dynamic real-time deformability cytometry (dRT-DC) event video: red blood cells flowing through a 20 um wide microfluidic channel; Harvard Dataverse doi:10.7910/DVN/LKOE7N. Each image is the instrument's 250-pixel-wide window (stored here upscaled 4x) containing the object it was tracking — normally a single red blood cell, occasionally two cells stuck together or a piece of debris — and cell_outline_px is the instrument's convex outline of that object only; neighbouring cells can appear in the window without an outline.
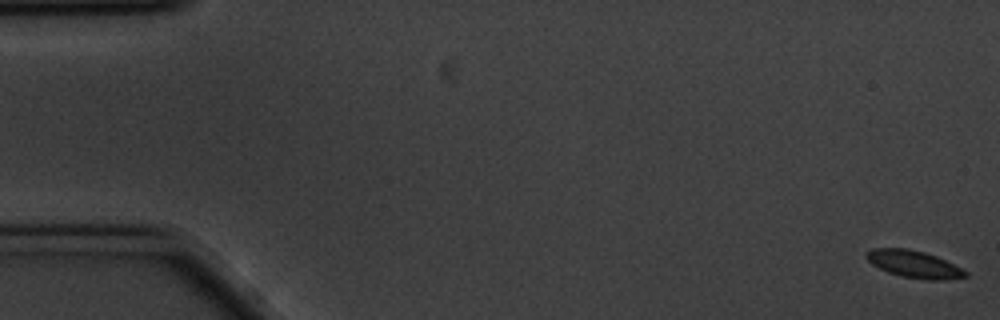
{"species": "common noctule bat (a hibernating species)", "species_latin": "Nyctalus noctula", "temperature_condition": "cold", "stored_images_in_passage": 17, "camera_frame_rate_fps": 3000, "um_per_image_px": 0.085, "animal": {"sex": "male", "body_mass_g": 20.1, "forearm_length_mm": 53.5}, "frame": {"image": 1, "passage_image": 1, "time_ms": 0.0, "image_size_px": [1000, 320], "cell_outline_px": [[968, 276], [948, 280], [928, 280], [900, 276], [888, 272], [872, 264], [864, 256], [872, 248], [908, 248], [924, 252], [936, 256], [968, 272]], "centroid_in_image_um": [77.69, 22.46], "position_along_channel_um": 7.3, "area_um2": 15.61}}
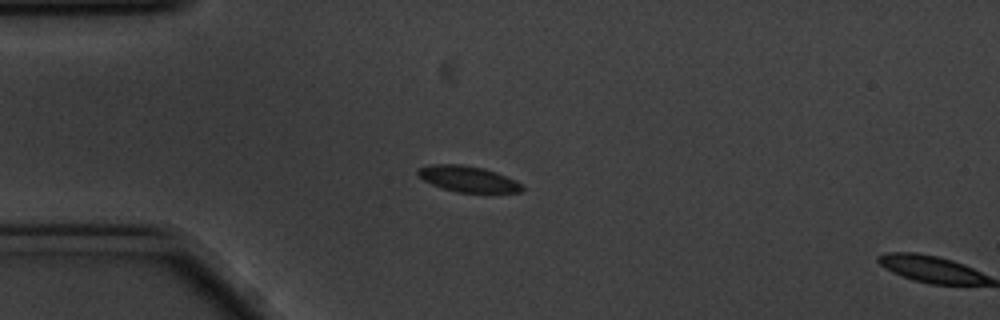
{"frame": {"image": 2, "passage_image": 15, "time_ms": 4.667, "image_size_px": [1000, 320], "cell_outline_px": [[524, 188], [520, 192], [456, 192], [432, 184], [424, 180], [416, 172], [420, 168], [432, 164], [460, 164], [484, 168], [496, 172], [520, 184]], "centroid_in_image_um": [39.75, 15.2], "position_along_channel_um": 45.3, "area_um2": 15.32}}